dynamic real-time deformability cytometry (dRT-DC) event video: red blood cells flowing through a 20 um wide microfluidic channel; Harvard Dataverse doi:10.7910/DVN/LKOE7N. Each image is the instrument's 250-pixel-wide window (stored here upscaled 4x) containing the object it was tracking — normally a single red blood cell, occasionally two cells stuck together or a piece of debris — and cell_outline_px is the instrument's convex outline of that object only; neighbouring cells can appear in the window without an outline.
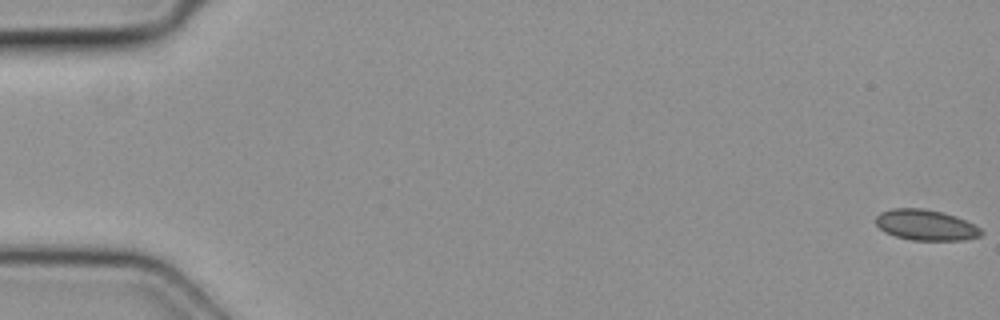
{"species": "common noctule bat (a hibernating species)", "species_latin": "Nyctalus noctula", "temperature_condition": "cold", "stored_images_in_passage": 5, "camera_frame_rate_fps": 3000, "um_per_image_px": 0.085, "animal": {"sex": "female", "body_mass_g": 19.3, "forearm_length_mm": 54.1}, "frame": {"image": 1, "passage_image": 1, "time_ms": 0.0, "image_size_px": [1000, 320], "cell_outline_px": [[984, 232], [980, 236], [964, 240], [912, 240], [896, 236], [884, 232], [876, 224], [876, 216], [880, 212], [892, 208], [924, 208], [944, 212], [956, 216], [980, 228]], "centroid_in_image_um": [78.68, 19.12], "position_along_channel_um": 6.3, "area_um2": 18.9}}